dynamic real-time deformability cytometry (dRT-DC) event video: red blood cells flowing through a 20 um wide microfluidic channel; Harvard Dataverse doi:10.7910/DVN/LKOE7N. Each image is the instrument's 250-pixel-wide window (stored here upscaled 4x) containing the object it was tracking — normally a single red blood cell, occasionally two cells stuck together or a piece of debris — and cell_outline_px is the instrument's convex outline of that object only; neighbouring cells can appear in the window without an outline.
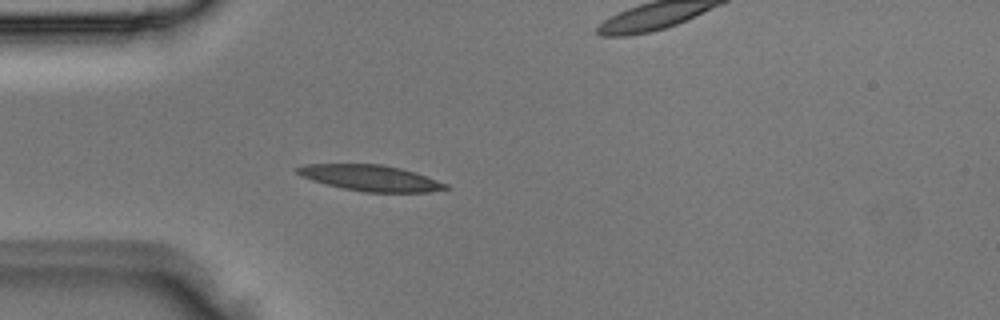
{"species": "Egyptian fruit bat (a non-hibernating species)", "species_latin": "Rousettus aegyptiacus", "temperature_condition": "room temperature", "stored_images_in_passage": 4, "camera_frame_rate_fps": 3000, "um_per_image_px": 0.085, "animal": {"sex": "male"}, "frame": {"image": 1, "passage_image": 3, "time_ms": 0.667, "image_size_px": [1000, 320], "cell_outline_px": [[452, 188], [428, 192], [364, 192], [344, 188], [312, 180], [300, 176], [296, 172], [296, 168], [304, 164], [380, 164], [400, 168], [416, 172], [448, 184]], "centroid_in_image_um": [31.53, 15.13], "position_along_channel_um": 53.5, "area_um2": 22.37}}